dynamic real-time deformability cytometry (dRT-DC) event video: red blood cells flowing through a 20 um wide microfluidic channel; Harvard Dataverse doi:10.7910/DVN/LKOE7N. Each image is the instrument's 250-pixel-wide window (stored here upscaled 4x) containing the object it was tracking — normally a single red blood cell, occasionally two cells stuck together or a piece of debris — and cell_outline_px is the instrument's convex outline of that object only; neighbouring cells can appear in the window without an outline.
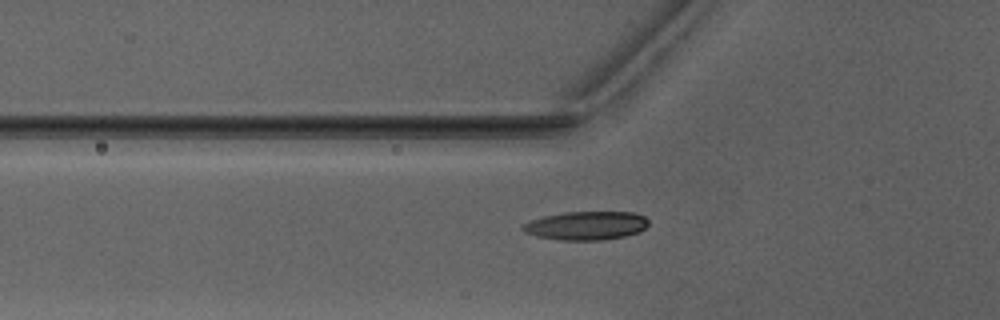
{"species": "Egyptian fruit bat (a non-hibernating species)", "species_latin": "Rousettus aegyptiacus", "temperature_condition": "warm", "stored_images_in_passage": 37, "camera_frame_rate_fps": 3000, "um_per_image_px": 0.085, "animal": {"sex": "male"}, "frame": {"image": 1, "passage_image": 6, "time_ms": 1.667, "image_size_px": [1000, 320], "cell_outline_px": [[648, 224], [640, 232], [624, 236], [600, 240], [560, 240], [536, 236], [524, 232], [520, 228], [524, 224], [532, 220], [544, 216], [564, 212], [636, 212], [644, 216], [648, 220]], "centroid_in_image_um": [49.83, 19.17], "position_along_channel_um": 76.0, "area_um2": 20.92}}
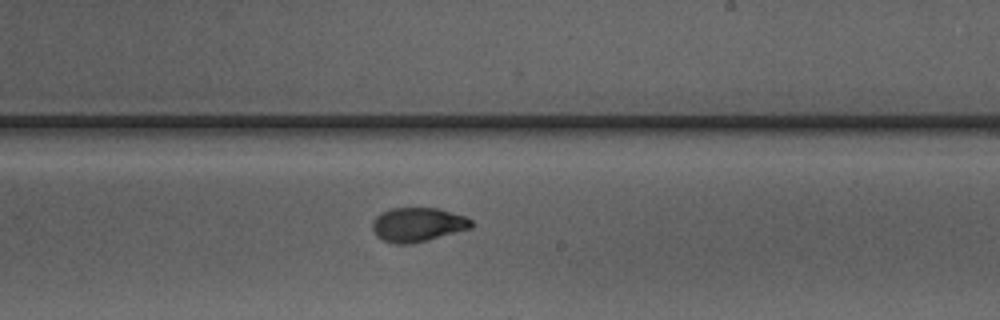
{"frame": {"image": 2, "passage_image": 19, "time_ms": 6.0, "image_size_px": [1000, 320], "cell_outline_px": [[472, 228], [428, 240], [408, 244], [396, 244], [384, 240], [376, 236], [372, 228], [372, 220], [380, 212], [388, 208], [436, 208], [464, 216], [472, 220]], "centroid_in_image_um": [35.47, 19.09], "position_along_channel_um": 253.5, "area_um2": 19.71}}
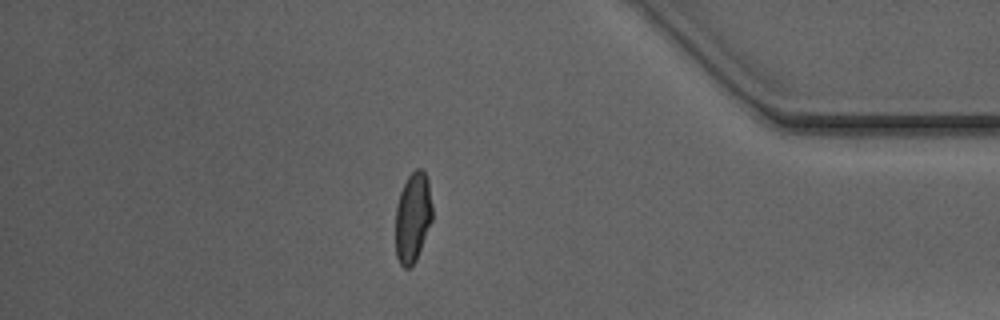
{"frame": {"image": 3, "passage_image": 32, "time_ms": 10.333, "image_size_px": [1000, 320], "cell_outline_px": [[432, 220], [416, 260], [408, 268], [404, 268], [400, 264], [396, 256], [396, 208], [400, 192], [408, 176], [416, 168], [420, 168], [424, 172], [428, 180], [432, 208]], "centroid_in_image_um": [35.08, 18.47], "position_along_channel_um": 400.1, "area_um2": 19.13}}